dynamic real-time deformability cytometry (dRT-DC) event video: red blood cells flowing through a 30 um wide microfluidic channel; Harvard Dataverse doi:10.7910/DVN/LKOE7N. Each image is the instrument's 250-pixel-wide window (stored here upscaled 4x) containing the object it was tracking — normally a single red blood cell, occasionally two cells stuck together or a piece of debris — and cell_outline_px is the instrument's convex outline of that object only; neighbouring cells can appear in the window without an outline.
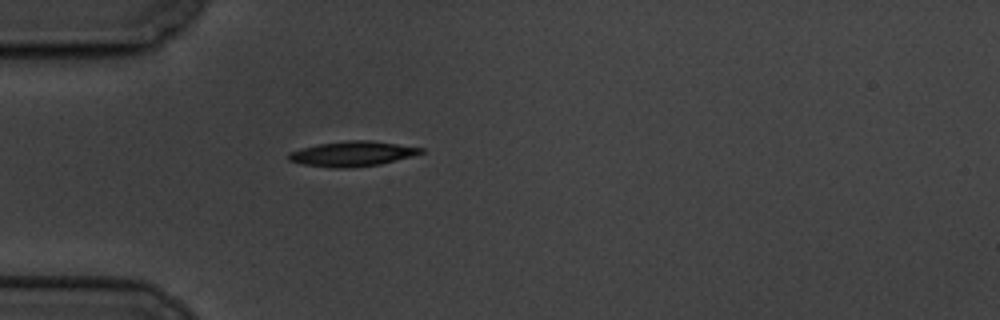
{"species": "common noctule bat (a hibernating species)", "species_latin": "Nyctalus noctula", "temperature_condition": "cold", "stored_images_in_passage": 4, "camera_frame_rate_fps": 3000, "um_per_image_px": 0.085, "animal": {"sex": "male", "body_mass_g": 19.5, "forearm_length_mm": 54.6}, "frame": {"image": 1, "passage_image": 4, "time_ms": 3.333, "image_size_px": [1000, 320], "cell_outline_px": [[424, 152], [412, 156], [380, 164], [344, 168], [332, 168], [304, 164], [288, 160], [288, 152], [300, 148], [316, 144], [348, 140], [372, 140], [424, 148]], "centroid_in_image_um": [29.93, 13.06], "position_along_channel_um": 55.1, "area_um2": 19.31}}